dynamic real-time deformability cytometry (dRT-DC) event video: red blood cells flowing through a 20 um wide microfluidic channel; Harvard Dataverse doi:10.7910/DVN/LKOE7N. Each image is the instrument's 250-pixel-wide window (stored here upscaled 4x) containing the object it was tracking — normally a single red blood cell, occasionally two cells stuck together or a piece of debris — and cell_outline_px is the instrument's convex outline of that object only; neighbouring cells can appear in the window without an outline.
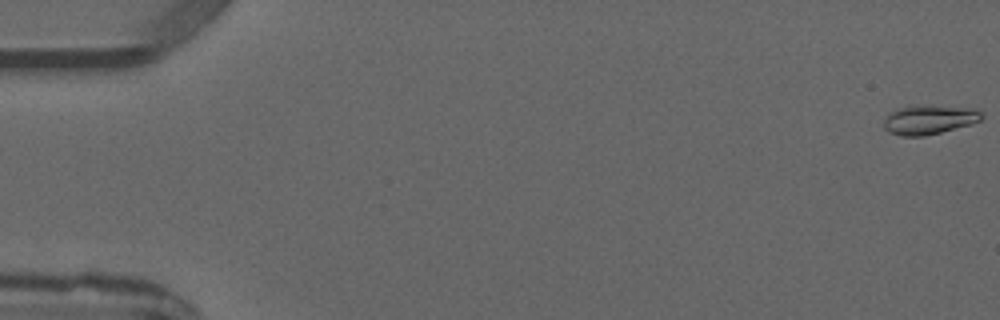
{"species": "common noctule bat (a hibernating species)", "species_latin": "Nyctalus noctula", "temperature_condition": "warm", "stored_images_in_passage": 5, "camera_frame_rate_fps": 3000, "um_per_image_px": 0.085, "animal": {"sex": "male", "forearm_length_mm": 52.5}, "frame": {"image": 1, "passage_image": 1, "time_ms": 0.0, "image_size_px": [1000, 320], "cell_outline_px": [[984, 116], [980, 120], [972, 124], [924, 136], [900, 136], [888, 132], [884, 128], [884, 120], [892, 112], [908, 104], [972, 108], [980, 112]], "centroid_in_image_um": [78.96, 10.17], "position_along_channel_um": 6.0, "area_um2": 16.65}}
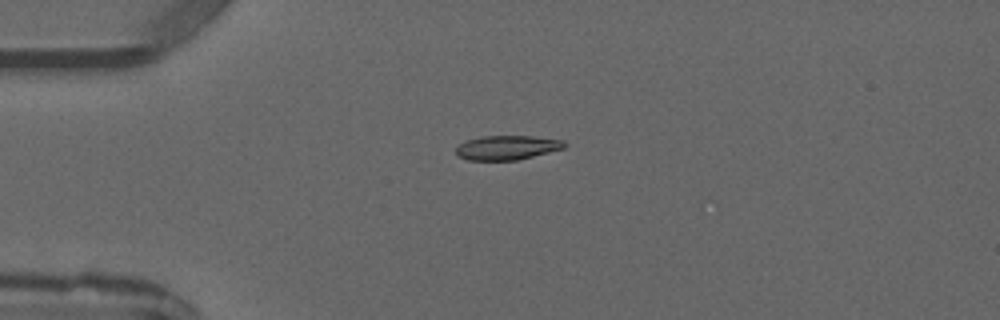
{"frame": {"image": 2, "passage_image": 4, "time_ms": 3.667, "image_size_px": [1000, 320], "cell_outline_px": [[568, 144], [564, 148], [516, 160], [468, 160], [456, 156], [456, 148], [460, 144], [468, 140], [480, 136], [532, 136], [564, 140]], "centroid_in_image_um": [43.09, 12.54], "position_along_channel_um": 41.9, "area_um2": 15.32}}